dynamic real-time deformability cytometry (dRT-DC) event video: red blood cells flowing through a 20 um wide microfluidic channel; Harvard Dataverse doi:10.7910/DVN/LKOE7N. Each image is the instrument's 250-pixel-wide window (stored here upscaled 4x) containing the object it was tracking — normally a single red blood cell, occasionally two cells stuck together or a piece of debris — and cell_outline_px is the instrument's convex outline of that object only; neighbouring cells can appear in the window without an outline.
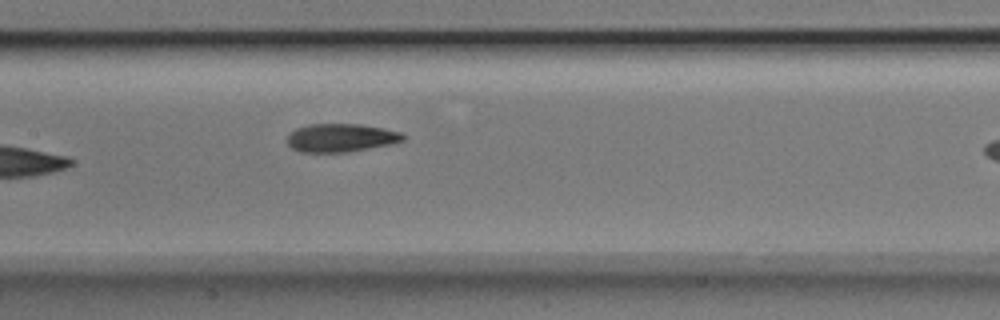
{"species": "Egyptian fruit bat (a non-hibernating species)", "species_latin": "Rousettus aegyptiacus", "temperature_condition": "room temperature", "stored_images_in_passage": 7, "segment_of_instrument_passage": [1, 2], "camera_frame_rate_fps": 3000, "um_per_image_px": 0.085, "animal": {"sex": "male"}, "frame": {"image": 1, "passage_image": 6, "time_ms": 1.667, "image_size_px": [1000, 320], "cell_outline_px": [[404, 140], [392, 144], [348, 152], [300, 152], [292, 148], [288, 144], [288, 132], [296, 128], [308, 124], [360, 124], [384, 128], [400, 132], [404, 136]], "centroid_in_image_um": [28.96, 11.71], "position_along_channel_um": 178.4, "area_um2": 19.19}}